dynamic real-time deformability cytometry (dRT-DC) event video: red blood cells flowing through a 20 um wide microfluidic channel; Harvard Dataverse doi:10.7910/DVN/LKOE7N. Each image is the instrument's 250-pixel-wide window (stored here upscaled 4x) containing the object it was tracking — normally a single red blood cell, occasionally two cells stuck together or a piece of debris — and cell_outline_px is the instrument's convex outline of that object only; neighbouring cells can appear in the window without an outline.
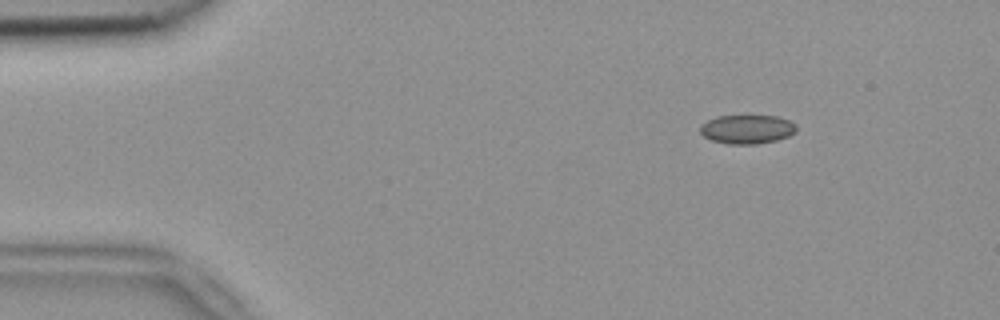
{"species": "common noctule bat (a hibernating species)", "species_latin": "Nyctalus noctula", "temperature_condition": "room temperature", "stored_images_in_passage": 4, "camera_frame_rate_fps": 3000, "um_per_image_px": 0.085, "animal": {"sex": "female", "body_mass_g": 18.4}, "frame": {"image": 1, "passage_image": 2, "time_ms": 0.333, "image_size_px": [1000, 320], "cell_outline_px": [[796, 132], [788, 136], [776, 140], [756, 144], [728, 144], [712, 140], [704, 136], [700, 132], [700, 124], [716, 116], [776, 116], [788, 120], [796, 124]], "centroid_in_image_um": [63.49, 10.98], "position_along_channel_um": 21.5, "area_um2": 16.18}}